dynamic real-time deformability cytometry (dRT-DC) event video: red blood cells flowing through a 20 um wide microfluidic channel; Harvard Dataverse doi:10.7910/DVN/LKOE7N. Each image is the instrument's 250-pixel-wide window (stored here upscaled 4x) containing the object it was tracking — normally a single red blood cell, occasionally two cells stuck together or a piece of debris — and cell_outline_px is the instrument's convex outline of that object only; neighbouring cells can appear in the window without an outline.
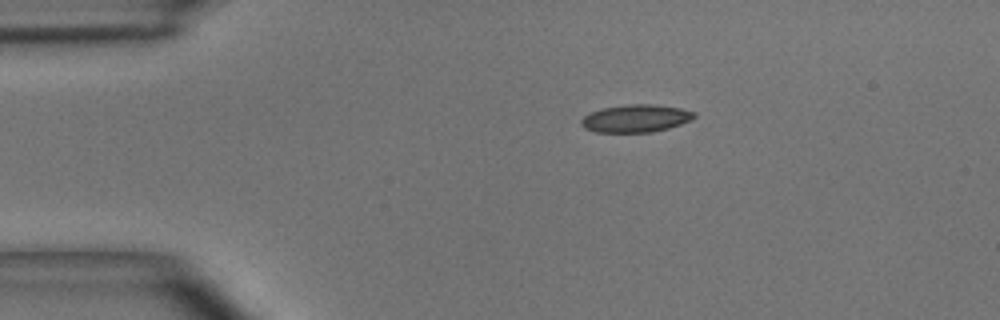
{"species": "common noctule bat (a hibernating species)", "species_latin": "Nyctalus noctula", "temperature_condition": "room temperature", "stored_images_in_passage": 41, "camera_frame_rate_fps": 3000, "um_per_image_px": 0.085, "animal": {"sex": "male", "body_mass_g": 15.6}, "frame": {"image": 1, "passage_image": 1, "time_ms": 0.0, "image_size_px": [1000, 320], "cell_outline_px": [[696, 116], [680, 124], [668, 128], [652, 132], [596, 132], [584, 128], [580, 124], [580, 120], [584, 116], [600, 108], [628, 104], [656, 104], [680, 108], [696, 112]], "centroid_in_image_um": [54.02, 10.06], "position_along_channel_um": 31.0, "area_um2": 18.21}}
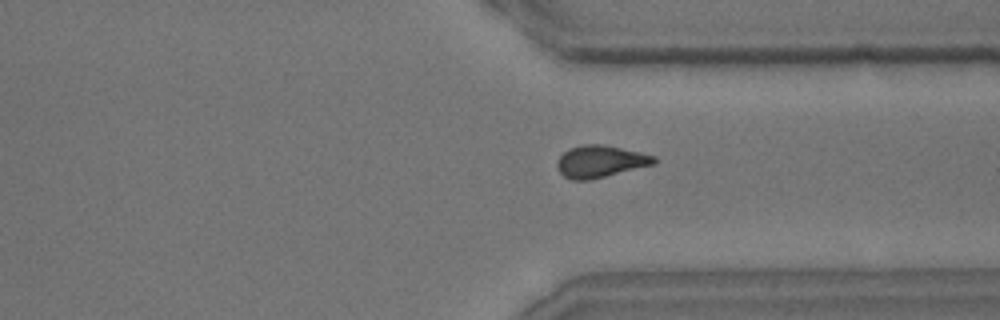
{"frame": {"image": 2, "passage_image": 29, "time_ms": 9.333, "image_size_px": [1000, 320], "cell_outline_px": [[656, 164], [588, 180], [572, 180], [564, 176], [556, 168], [556, 160], [568, 148], [580, 144], [604, 144], [640, 152], [656, 156]], "centroid_in_image_um": [51.01, 13.71], "position_along_channel_um": 360.4, "area_um2": 18.26}}
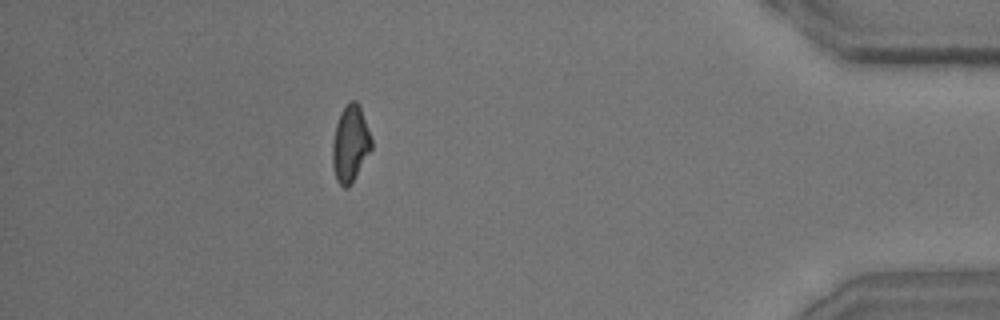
{"frame": {"image": 3, "passage_image": 36, "time_ms": 11.667, "image_size_px": [1000, 320], "cell_outline_px": [[372, 148], [352, 184], [348, 188], [344, 188], [336, 180], [332, 164], [332, 140], [336, 124], [340, 112], [348, 100], [356, 100], [360, 104], [372, 140]], "centroid_in_image_um": [29.77, 12.21], "position_along_channel_um": 405.4, "area_um2": 17.74}, "authors_computed_cell_mechanics": {"area_um2": 17.7446, "velocity_mm_per_s": 4.0086, "shape_relaxation_time_tau1_ms": 5.1, "shape_relaxation_time_tau2_ms": 2.8353, "deformation_change_tau1": 0.1454, "deformation_change_tau2": 0.1015}}